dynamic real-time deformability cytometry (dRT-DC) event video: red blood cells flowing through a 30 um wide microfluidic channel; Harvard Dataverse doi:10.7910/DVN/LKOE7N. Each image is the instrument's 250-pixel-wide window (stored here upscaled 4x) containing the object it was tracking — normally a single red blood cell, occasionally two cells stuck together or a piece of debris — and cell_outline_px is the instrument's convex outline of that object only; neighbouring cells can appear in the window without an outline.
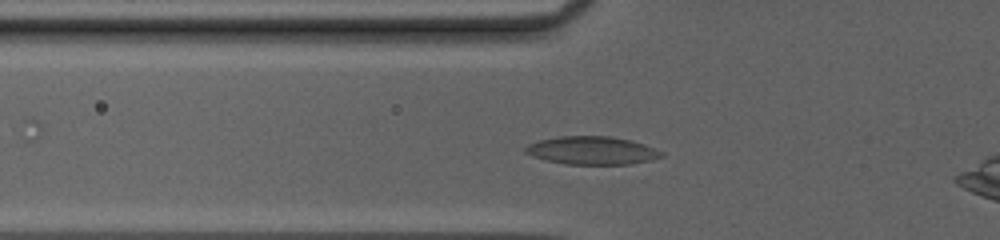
{"species": "common noctule bat (a hibernating species)", "species_latin": "Nyctalus noctula", "temperature_condition": "cold", "stored_images_in_passage": 40, "camera_frame_rate_fps": 3000, "um_per_image_px": 0.085, "animal": {"sex": "female", "body_mass_g": 20.0, "forearm_length_mm": 54.0}, "frame": {"image": 1, "passage_image": 12, "time_ms": 3.667, "image_size_px": [1000, 240], "cell_outline_px": [[664, 156], [632, 164], [564, 164], [544, 160], [532, 156], [524, 152], [524, 148], [528, 144], [540, 140], [560, 136], [612, 136], [644, 144], [664, 152]], "centroid_in_image_um": [50.29, 12.79], "position_along_channel_um": 75.5, "area_um2": 22.25}}
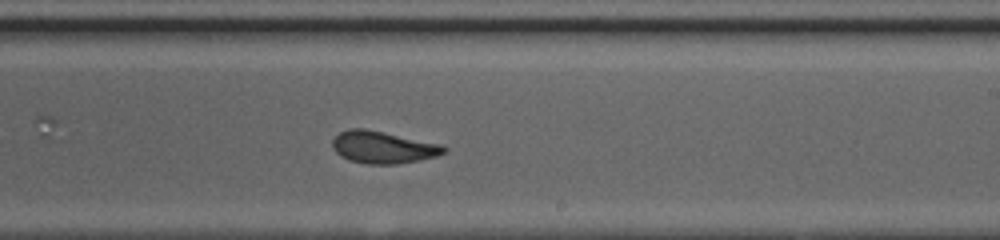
{"frame": {"image": 2, "passage_image": 25, "time_ms": 8.0, "image_size_px": [1000, 240], "cell_outline_px": [[448, 152], [436, 156], [420, 160], [400, 164], [368, 164], [348, 160], [340, 156], [332, 148], [332, 140], [340, 132], [348, 128], [364, 128], [444, 144], [448, 148]], "centroid_in_image_um": [32.59, 12.52], "position_along_channel_um": 256.4, "area_um2": 21.27}}
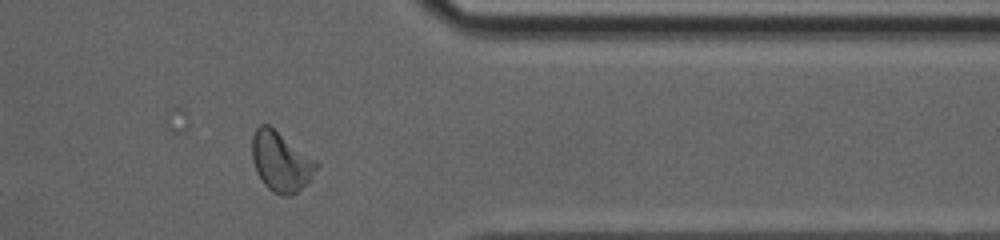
{"frame": {"image": 3, "passage_image": 35, "time_ms": 11.333, "image_size_px": [1000, 240], "cell_outline_px": [[320, 168], [292, 196], [280, 196], [272, 192], [264, 184], [256, 172], [252, 160], [252, 136], [256, 128], [260, 124], [268, 124], [320, 164]], "centroid_in_image_um": [23.85, 13.75], "position_along_channel_um": 387.6, "area_um2": 22.25}}